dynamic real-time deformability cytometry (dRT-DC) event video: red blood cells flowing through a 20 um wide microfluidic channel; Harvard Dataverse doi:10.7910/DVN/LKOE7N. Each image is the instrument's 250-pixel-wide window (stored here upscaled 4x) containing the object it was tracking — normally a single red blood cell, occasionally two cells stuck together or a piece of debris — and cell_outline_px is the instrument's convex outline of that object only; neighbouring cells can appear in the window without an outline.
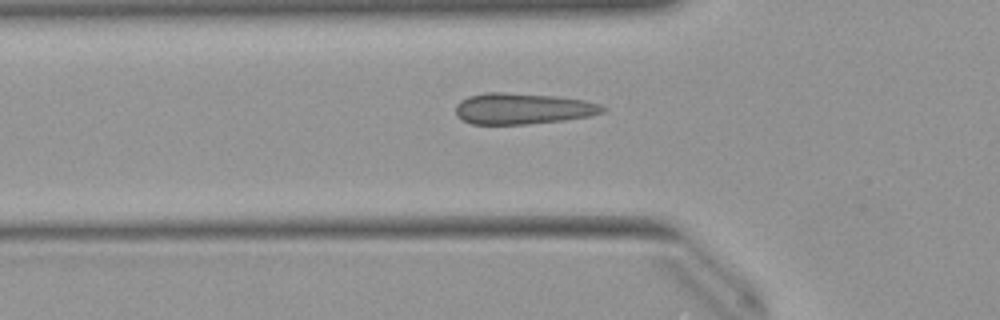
{"species": "Egyptian fruit bat (a non-hibernating species)", "species_latin": "Rousettus aegyptiacus", "temperature_condition": "warm", "stored_images_in_passage": 34, "camera_frame_rate_fps": 3000, "um_per_image_px": 0.085, "animal": {"sex": "female"}, "frame": {"image": 1, "passage_image": 3, "time_ms": 0.667, "image_size_px": [1000, 320], "cell_outline_px": [[608, 108], [604, 112], [588, 116], [564, 120], [528, 124], [472, 124], [456, 116], [456, 104], [460, 100], [468, 96], [484, 92], [504, 92], [556, 96], [584, 100], [600, 104]], "centroid_in_image_um": [44.42, 9.22], "position_along_channel_um": 81.4, "area_um2": 26.76}}
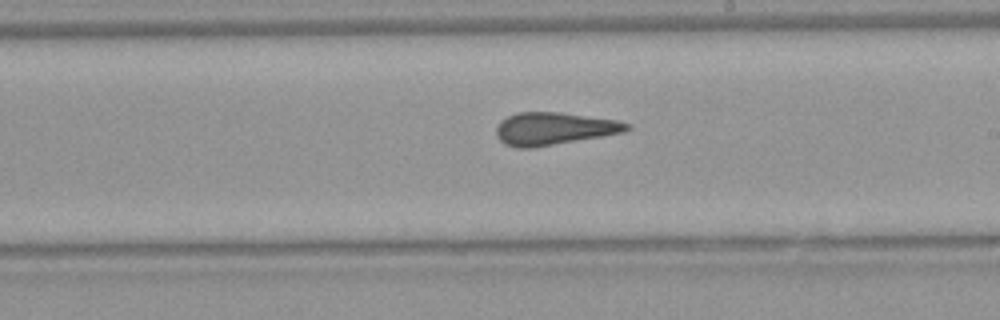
{"frame": {"image": 2, "passage_image": 15, "time_ms": 4.667, "image_size_px": [1000, 320], "cell_outline_px": [[632, 128], [624, 132], [532, 148], [516, 148], [504, 144], [496, 136], [496, 128], [500, 120], [516, 112], [556, 112], [616, 120], [632, 124]], "centroid_in_image_um": [47.05, 10.94], "position_along_channel_um": 242.0, "area_um2": 24.68}}
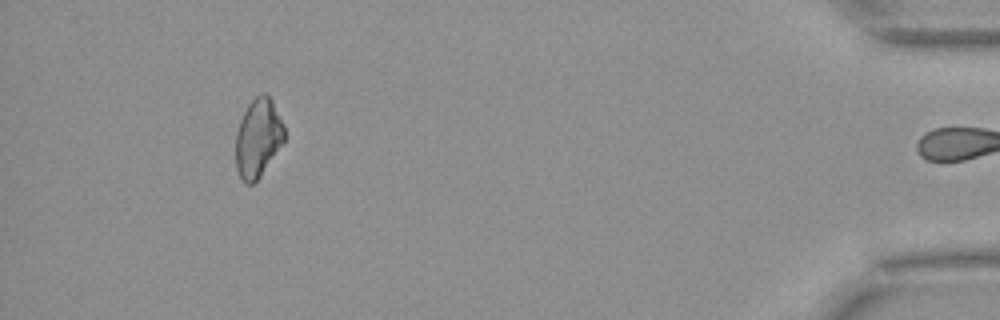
{"frame": {"image": 3, "passage_image": 33, "time_ms": 10.667, "image_size_px": [1000, 320], "cell_outline_px": [[284, 140], [260, 176], [252, 184], [244, 184], [236, 168], [236, 132], [240, 120], [248, 104], [260, 92], [264, 92], [272, 100], [284, 124]], "centroid_in_image_um": [21.92, 11.7], "position_along_channel_um": 413.3, "area_um2": 22.08}, "authors_computed_cell_mechanics": {"area_um2": 24.5361, "velocity_mm_per_s": 4.009, "shape_relaxation_time_tau1_ms": null, "shape_relaxation_time_tau2_ms": 1.8104, "deformation_change_tau1": null, "deformation_change_tau2": 0.0564}}